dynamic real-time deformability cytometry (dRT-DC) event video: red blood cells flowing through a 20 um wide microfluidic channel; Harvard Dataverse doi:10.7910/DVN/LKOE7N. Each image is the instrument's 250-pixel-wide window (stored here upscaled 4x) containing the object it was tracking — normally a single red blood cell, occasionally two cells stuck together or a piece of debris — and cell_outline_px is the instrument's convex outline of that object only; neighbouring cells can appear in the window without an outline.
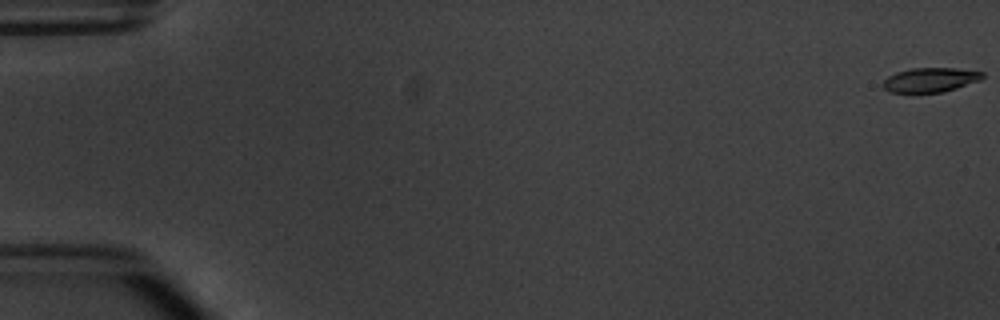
{"species": "common noctule bat (a hibernating species)", "species_latin": "Nyctalus noctula", "temperature_condition": "warm", "stored_images_in_passage": 3, "camera_frame_rate_fps": 3000, "um_per_image_px": 0.085, "animal": {"sex": "male", "body_mass_g": 20.1, "forearm_length_mm": 53.5}, "frame": {"image": 1, "passage_image": 1, "time_ms": 0.0, "image_size_px": [1000, 320], "cell_outline_px": [[984, 76], [980, 80], [944, 92], [888, 92], [880, 84], [888, 76], [896, 72], [912, 68], [956, 68], [984, 72]], "centroid_in_image_um": [79.05, 6.78], "position_along_channel_um": 5.9, "area_um2": 14.16}}